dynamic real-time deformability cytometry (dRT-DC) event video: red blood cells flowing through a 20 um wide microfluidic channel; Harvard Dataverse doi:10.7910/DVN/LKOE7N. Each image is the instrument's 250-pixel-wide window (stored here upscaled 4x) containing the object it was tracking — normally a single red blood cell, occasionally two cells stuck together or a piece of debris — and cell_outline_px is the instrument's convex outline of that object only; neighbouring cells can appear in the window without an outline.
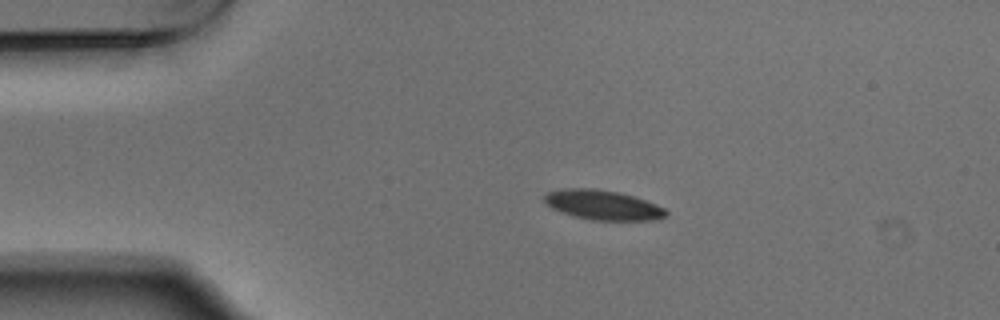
{"species": "Egyptian fruit bat (a non-hibernating species)", "species_latin": "Rousettus aegyptiacus", "temperature_condition": "warm", "stored_images_in_passage": 3, "camera_frame_rate_fps": 3000, "um_per_image_px": 0.085, "animal": {"sex": "male"}, "frame": {"image": 1, "passage_image": 2, "time_ms": 0.333, "image_size_px": [1000, 320], "cell_outline_px": [[668, 216], [656, 220], [592, 220], [576, 216], [552, 208], [544, 204], [544, 196], [548, 192], [564, 188], [596, 188], [620, 192], [656, 204], [664, 208], [668, 212]], "centroid_in_image_um": [51.26, 17.42], "position_along_channel_um": 33.7, "area_um2": 21.04}}